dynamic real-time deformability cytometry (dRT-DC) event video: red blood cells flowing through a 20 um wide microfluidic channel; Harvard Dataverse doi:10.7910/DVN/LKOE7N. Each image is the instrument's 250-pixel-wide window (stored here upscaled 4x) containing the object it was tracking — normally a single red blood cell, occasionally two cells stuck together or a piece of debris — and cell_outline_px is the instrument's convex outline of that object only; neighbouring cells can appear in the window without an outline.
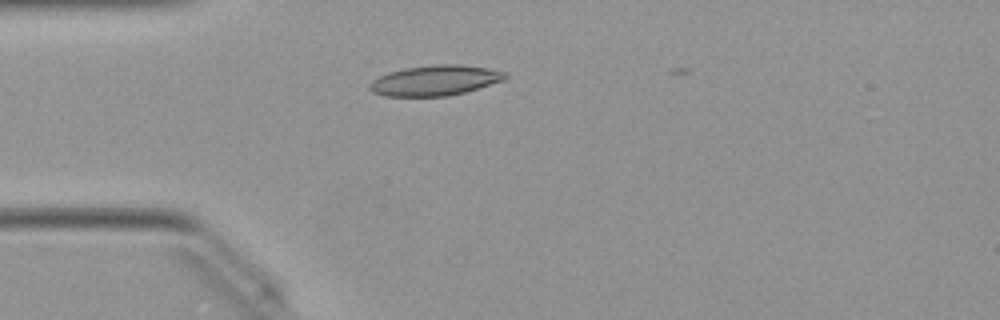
{"species": "Egyptian fruit bat (a non-hibernating species)", "species_latin": "Rousettus aegyptiacus", "temperature_condition": "warm", "stored_images_in_passage": 6, "camera_frame_rate_fps": 3000, "um_per_image_px": 0.085, "animal": {"sex": "female"}, "frame": {"image": 1, "passage_image": 1, "time_ms": 0.0, "image_size_px": [1000, 320], "cell_outline_px": [[508, 76], [504, 80], [464, 92], [448, 96], [384, 96], [372, 92], [368, 88], [368, 84], [372, 80], [388, 72], [404, 68], [436, 64], [460, 64], [488, 68], [504, 72]], "centroid_in_image_um": [36.94, 6.83], "position_along_channel_um": 48.1, "area_um2": 23.93}}
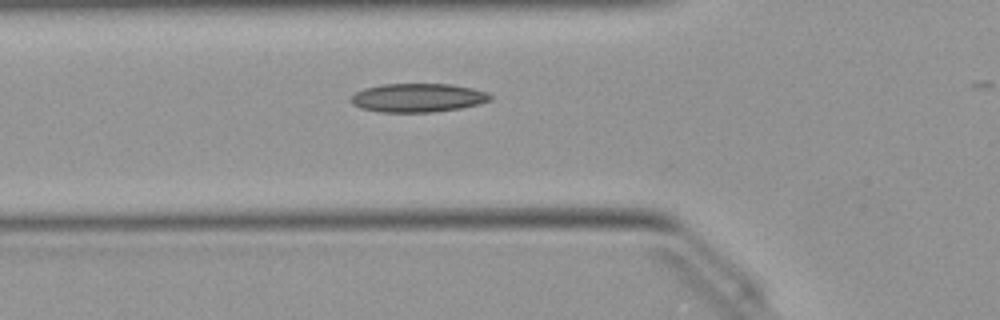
{"frame": {"image": 2, "passage_image": 5, "time_ms": 1.333, "image_size_px": [1000, 320], "cell_outline_px": [[492, 100], [480, 104], [460, 108], [432, 112], [380, 112], [360, 108], [352, 104], [352, 96], [356, 92], [364, 88], [380, 84], [448, 84], [472, 88], [488, 92], [492, 96]], "centroid_in_image_um": [35.53, 8.31], "position_along_channel_um": 90.3, "area_um2": 23.35}}